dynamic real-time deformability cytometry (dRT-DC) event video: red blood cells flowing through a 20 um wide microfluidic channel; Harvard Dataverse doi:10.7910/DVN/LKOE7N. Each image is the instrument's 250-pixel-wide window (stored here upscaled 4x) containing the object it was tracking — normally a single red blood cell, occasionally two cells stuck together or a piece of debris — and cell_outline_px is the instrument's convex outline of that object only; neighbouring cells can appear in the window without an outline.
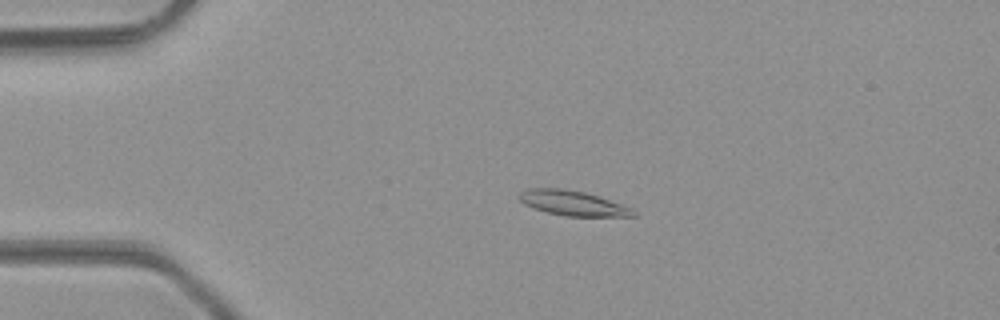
{"species": "common noctule bat (a hibernating species)", "species_latin": "Nyctalus noctula", "temperature_condition": "room temperature", "stored_images_in_passage": 44, "camera_frame_rate_fps": 3000, "um_per_image_px": 0.085, "animal": {"sex": "male", "body_mass_g": 23.1, "forearm_length_mm": 52.7}, "frame": {"image": 1, "passage_image": 7, "time_ms": 2.0, "image_size_px": [1000, 320], "cell_outline_px": [[636, 216], [564, 216], [548, 212], [524, 204], [520, 200], [520, 192], [528, 188], [560, 188], [584, 192], [632, 208], [636, 212]], "centroid_in_image_um": [48.68, 17.27], "position_along_channel_um": 36.3, "area_um2": 16.18}}
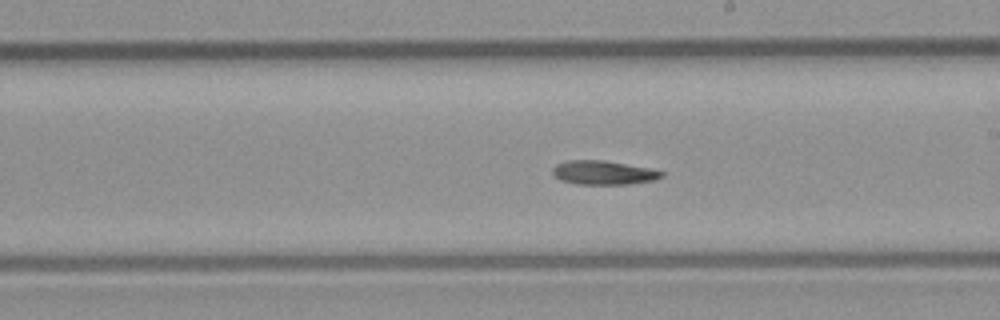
{"frame": {"image": 2, "passage_image": 24, "time_ms": 7.667, "image_size_px": [1000, 320], "cell_outline_px": [[664, 176], [652, 180], [628, 184], [576, 184], [560, 180], [552, 172], [552, 168], [556, 164], [568, 160], [604, 160], [648, 168], [664, 172]], "centroid_in_image_um": [51.26, 14.67], "position_along_channel_um": 237.7, "area_um2": 15.09}}
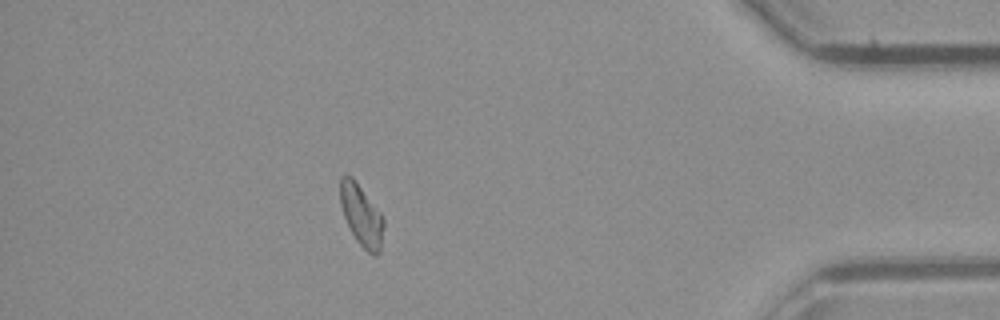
{"frame": {"image": 3, "passage_image": 39, "time_ms": 12.667, "image_size_px": [1000, 320], "cell_outline_px": [[384, 224], [380, 252], [376, 256], [372, 256], [356, 240], [344, 216], [340, 204], [340, 176], [352, 176], [380, 212], [384, 220]], "centroid_in_image_um": [30.73, 18.32], "position_along_channel_um": 404.5, "area_um2": 15.37}, "authors_computed_cell_mechanics": {"area_um2": 15.5193, "velocity_mm_per_s": 4.2731, "shape_relaxation_time_tau1_ms": null, "shape_relaxation_time_tau2_ms": 4.4512, "deformation_change_tau1": null, "deformation_change_tau2": 0.1205}}